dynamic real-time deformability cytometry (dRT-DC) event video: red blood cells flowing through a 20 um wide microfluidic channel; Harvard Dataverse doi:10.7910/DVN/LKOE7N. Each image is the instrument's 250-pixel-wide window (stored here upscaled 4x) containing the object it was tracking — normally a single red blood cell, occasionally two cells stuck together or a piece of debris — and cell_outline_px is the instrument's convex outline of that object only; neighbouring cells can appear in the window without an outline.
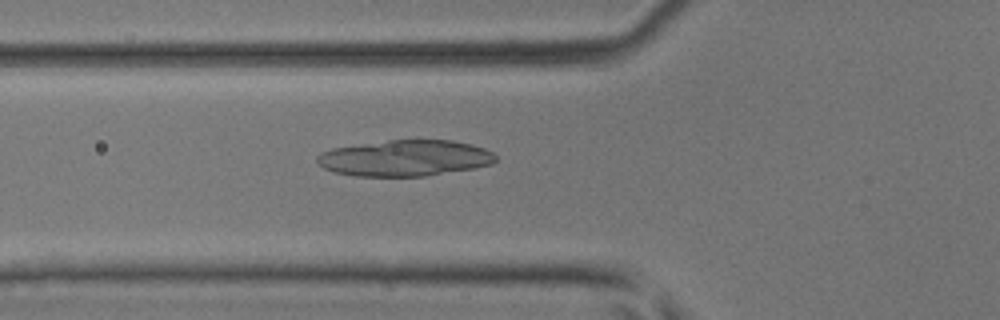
{"species": "common noctule bat (a hibernating species)", "species_latin": "Nyctalus noctula", "temperature_condition": "room temperature", "stored_images_in_passage": 48, "camera_frame_rate_fps": 3000, "um_per_image_px": 0.085, "animal": {"sex": "male", "body_mass_g": 17.9, "forearm_length_mm": 54.2}, "frame": {"image": 1, "passage_image": 18, "time_ms": 5.667, "image_size_px": [1000, 320], "cell_outline_px": [[496, 160], [492, 164], [476, 168], [424, 176], [356, 176], [332, 172], [324, 168], [316, 160], [316, 156], [320, 152], [332, 148], [388, 140], [452, 140], [472, 144], [484, 148], [492, 152], [496, 156]], "centroid_in_image_um": [34.42, 13.44], "position_along_channel_um": 91.4, "area_um2": 37.69}}
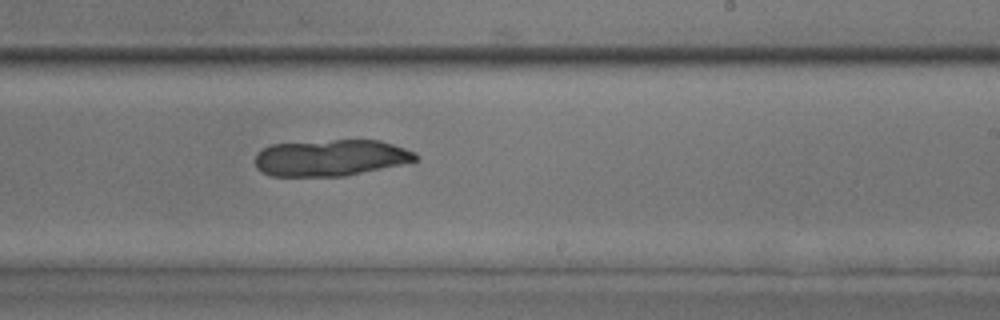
{"frame": {"image": 2, "passage_image": 30, "time_ms": 9.667, "image_size_px": [1000, 320], "cell_outline_px": [[420, 160], [344, 176], [272, 176], [260, 172], [256, 168], [256, 152], [272, 144], [332, 140], [380, 140], [416, 152], [420, 156]], "centroid_in_image_um": [28.11, 13.41], "position_along_channel_um": 260.9, "area_um2": 34.16}}
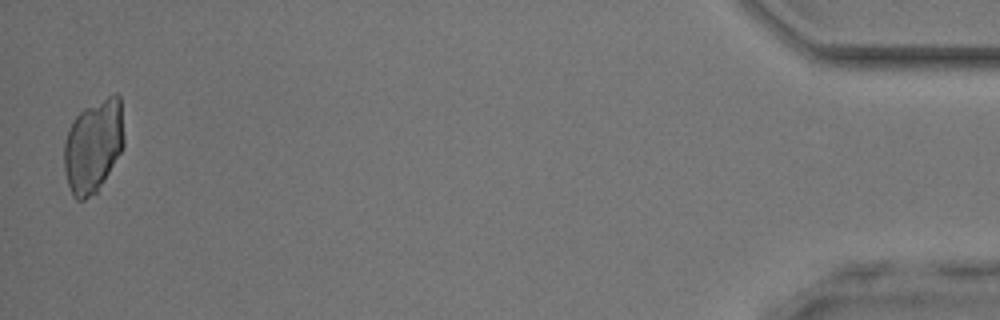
{"frame": {"image": 3, "passage_image": 48, "time_ms": 15.667, "image_size_px": [1000, 320], "cell_outline_px": [[124, 144], [120, 152], [104, 180], [96, 192], [84, 200], [76, 200], [72, 196], [64, 172], [64, 144], [68, 128], [72, 120], [84, 108], [116, 92], [120, 96], [124, 140]], "centroid_in_image_um": [7.91, 12.4], "position_along_channel_um": 427.3, "area_um2": 32.48}}